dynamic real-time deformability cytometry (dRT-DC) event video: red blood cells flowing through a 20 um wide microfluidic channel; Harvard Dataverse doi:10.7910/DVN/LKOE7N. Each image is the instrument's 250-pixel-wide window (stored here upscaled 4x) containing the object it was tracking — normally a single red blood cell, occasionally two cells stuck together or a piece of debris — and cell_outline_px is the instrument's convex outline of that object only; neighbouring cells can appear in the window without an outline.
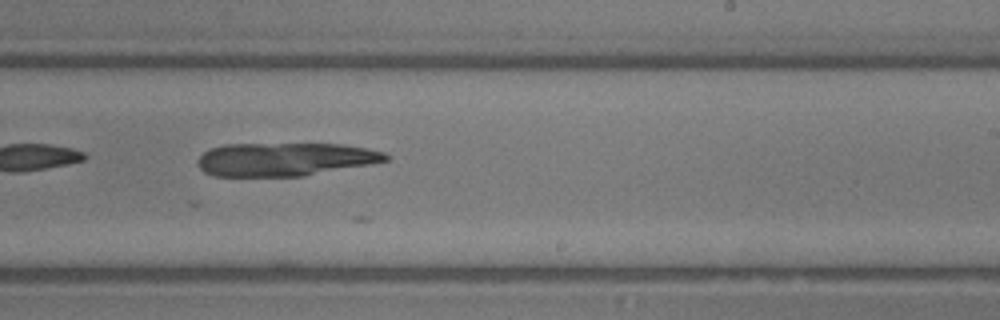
{"species": "common noctule bat (a hibernating species)", "species_latin": "Nyctalus noctula", "temperature_condition": "room temperature", "stored_images_in_passage": 20, "camera_frame_rate_fps": 3000, "um_per_image_px": 0.085, "animal": {"sex": "male", "body_mass_g": 13.3}, "frame": {"image": 1, "passage_image": 11, "time_ms": 3.333, "image_size_px": [1000, 320], "cell_outline_px": [[392, 156], [388, 160], [372, 164], [304, 176], [212, 176], [204, 172], [200, 168], [200, 156], [208, 148], [224, 144], [340, 144], [364, 148], [384, 152]], "centroid_in_image_um": [24.24, 13.54], "position_along_channel_um": 264.8, "area_um2": 36.53}}